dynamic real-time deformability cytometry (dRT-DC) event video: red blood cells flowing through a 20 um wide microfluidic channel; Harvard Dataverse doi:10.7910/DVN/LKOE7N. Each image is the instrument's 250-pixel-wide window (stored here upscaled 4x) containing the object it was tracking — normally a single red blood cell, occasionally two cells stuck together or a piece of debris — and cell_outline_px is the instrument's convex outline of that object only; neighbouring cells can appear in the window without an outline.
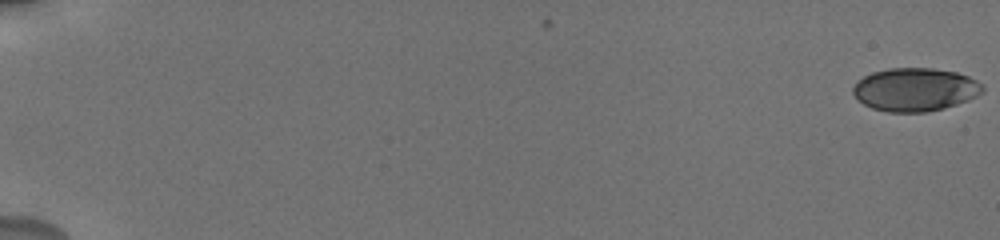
{"species": "human", "species_latin": "Homo sapiens", "temperature_condition": "cold", "stored_images_in_passage": 59, "camera_frame_rate_fps": 3000, "um_per_image_px": 0.085, "donor": {"sex": "male"}, "frame": {"image": 1, "passage_image": 1, "time_ms": 0.0, "image_size_px": [1000, 240], "cell_outline_px": [[984, 92], [968, 100], [944, 108], [924, 112], [888, 112], [872, 108], [864, 104], [852, 92], [852, 88], [864, 76], [872, 72], [888, 68], [932, 68], [956, 72], [968, 76], [976, 80], [984, 88]], "centroid_in_image_um": [77.79, 7.61], "position_along_channel_um": 7.2, "area_um2": 32.48}}
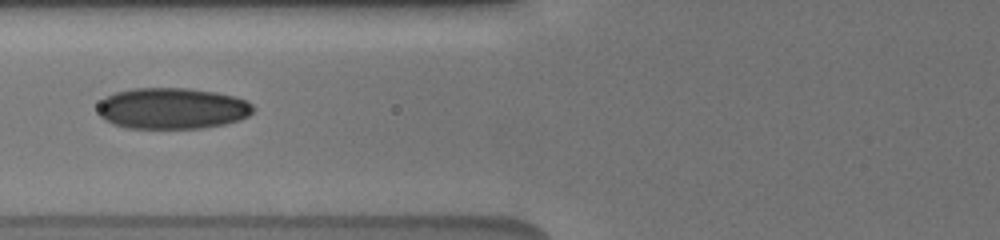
{"frame": {"image": 2, "passage_image": 33, "time_ms": 8.333, "image_size_px": [1000, 240], "cell_outline_px": [[256, 108], [248, 116], [240, 120], [224, 124], [200, 128], [128, 128], [104, 120], [96, 112], [100, 100], [104, 96], [116, 92], [136, 88], [188, 88], [216, 92], [248, 100]], "centroid_in_image_um": [14.63, 9.21], "position_along_channel_um": 111.2, "area_um2": 37.51}}
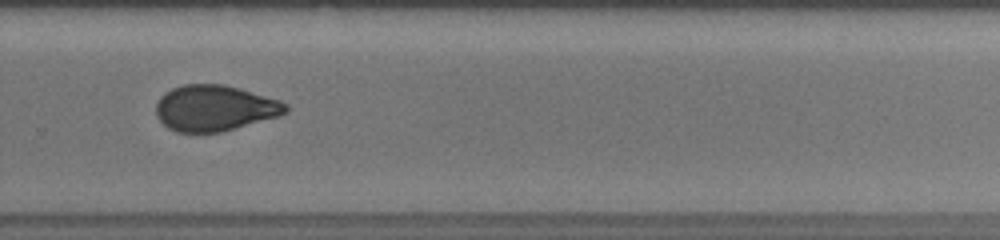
{"frame": {"image": 3, "passage_image": 52, "time_ms": 13.667, "image_size_px": [1000, 240], "cell_outline_px": [[288, 112], [280, 116], [220, 132], [176, 132], [168, 128], [156, 116], [156, 104], [160, 96], [164, 92], [172, 88], [184, 84], [224, 84], [240, 88], [280, 100], [288, 104]], "centroid_in_image_um": [18.25, 9.18], "position_along_channel_um": 311.5, "area_um2": 34.85}}